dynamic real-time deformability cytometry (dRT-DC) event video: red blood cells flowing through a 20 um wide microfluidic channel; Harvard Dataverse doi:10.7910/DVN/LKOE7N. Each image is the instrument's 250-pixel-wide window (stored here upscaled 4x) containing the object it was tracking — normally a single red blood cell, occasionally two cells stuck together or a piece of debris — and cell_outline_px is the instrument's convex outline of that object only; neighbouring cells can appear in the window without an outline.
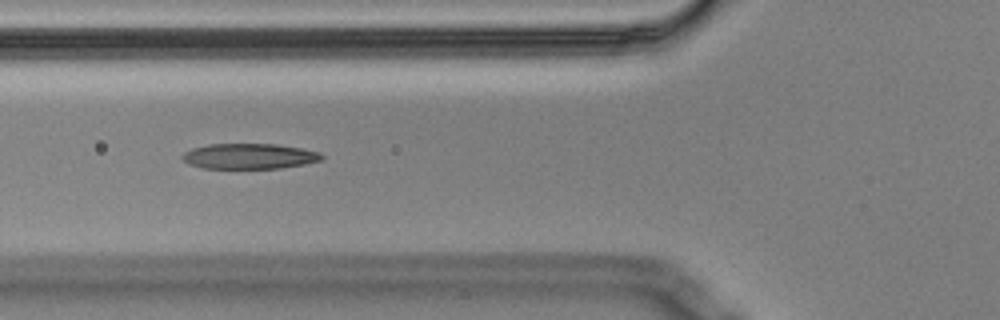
{"species": "Egyptian fruit bat (a non-hibernating species)", "species_latin": "Rousettus aegyptiacus", "temperature_condition": "cold", "stored_images_in_passage": 14, "camera_frame_rate_fps": 3000, "um_per_image_px": 0.085, "animal": {"sex": "male"}, "frame": {"image": 1, "passage_image": 5, "time_ms": 1.333, "image_size_px": [1000, 320], "cell_outline_px": [[324, 156], [320, 160], [304, 164], [280, 168], [204, 168], [188, 164], [180, 156], [184, 152], [192, 148], [208, 144], [276, 144], [300, 148], [320, 152]], "centroid_in_image_um": [21.16, 13.27], "position_along_channel_um": 104.6, "area_um2": 20.58}}
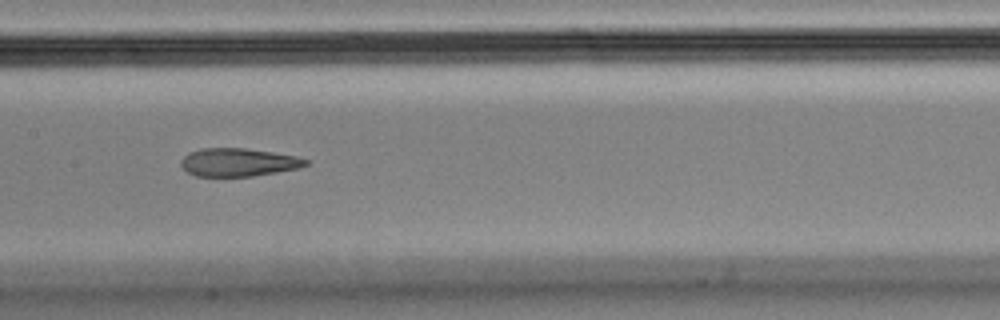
{"frame": {"image": 2, "passage_image": 7, "time_ms": 2.0, "image_size_px": [1000, 320], "cell_outline_px": [[308, 164], [300, 168], [252, 176], [196, 176], [188, 172], [180, 164], [180, 160], [188, 152], [200, 148], [244, 148], [272, 152], [296, 156], [308, 160]], "centroid_in_image_um": [20.24, 13.79], "position_along_channel_um": 187.2, "area_um2": 20.4}}
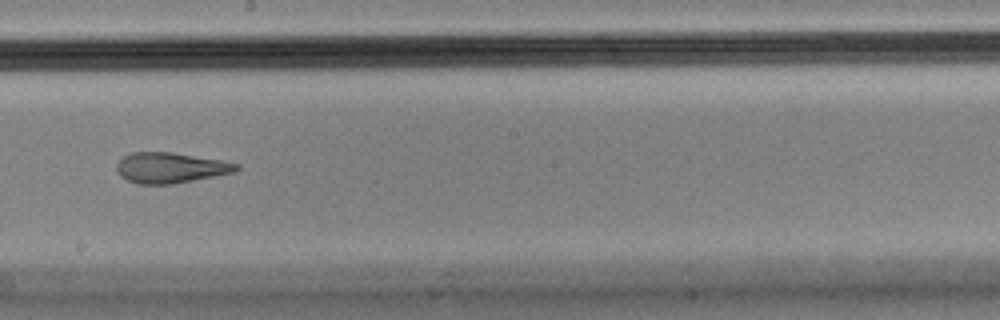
{"frame": {"image": 3, "passage_image": 8, "time_ms": 2.333, "image_size_px": [1000, 320], "cell_outline_px": [[240, 168], [236, 172], [172, 184], [136, 184], [120, 176], [116, 172], [116, 164], [124, 156], [132, 152], [172, 152], [220, 160], [240, 164]], "centroid_in_image_um": [14.48, 14.26], "position_along_channel_um": 233.7, "area_um2": 21.33}}